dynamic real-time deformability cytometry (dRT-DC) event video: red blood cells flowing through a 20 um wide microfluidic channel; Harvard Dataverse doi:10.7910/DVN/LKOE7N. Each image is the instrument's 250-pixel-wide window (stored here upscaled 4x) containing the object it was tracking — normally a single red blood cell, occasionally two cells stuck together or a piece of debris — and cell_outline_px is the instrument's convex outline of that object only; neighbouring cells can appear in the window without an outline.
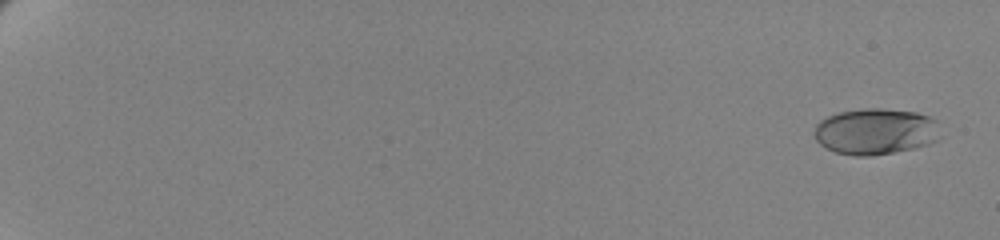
{"species": "human", "species_latin": "Homo sapiens", "temperature_condition": "cold", "stored_images_in_passage": 62, "camera_frame_rate_fps": 3000, "um_per_image_px": 0.085, "donor": {"sex": "female"}, "frame": {"image": 1, "passage_image": 2, "time_ms": 0.333, "image_size_px": [1000, 240], "cell_outline_px": [[936, 140], [928, 144], [916, 148], [872, 156], [856, 156], [836, 152], [820, 144], [816, 140], [816, 124], [820, 120], [828, 116], [840, 112], [868, 108], [880, 108], [916, 112], [928, 116], [936, 120]], "centroid_in_image_um": [74.4, 11.18], "position_along_channel_um": 10.6, "area_um2": 33.52}}
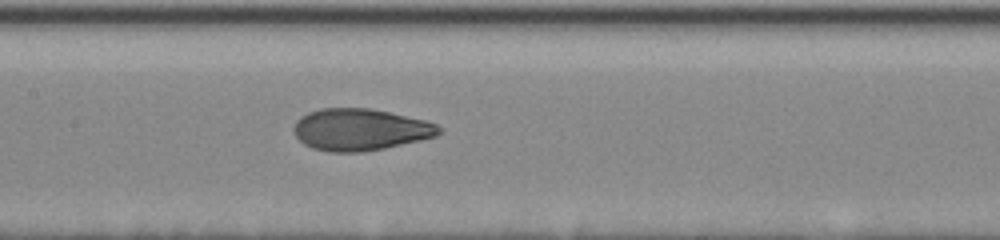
{"frame": {"image": 2, "passage_image": 35, "time_ms": 11.333, "image_size_px": [1000, 240], "cell_outline_px": [[440, 132], [436, 136], [420, 140], [384, 148], [364, 152], [328, 152], [312, 148], [304, 144], [296, 136], [292, 128], [296, 120], [300, 116], [308, 112], [320, 108], [372, 108], [424, 120], [436, 124], [440, 128]], "centroid_in_image_um": [30.57, 11.01], "position_along_channel_um": 176.8, "area_um2": 35.43}}
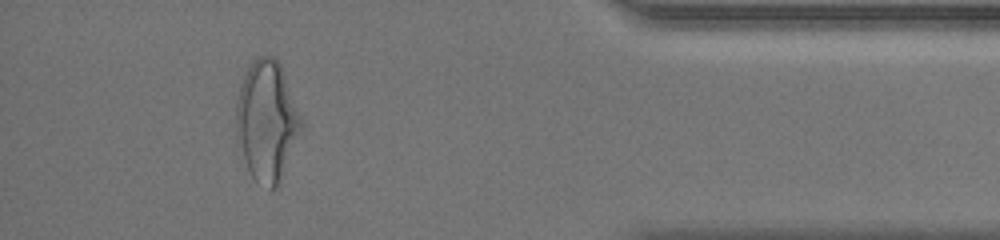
{"frame": {"image": 3, "passage_image": 58, "time_ms": 19.0, "image_size_px": [1000, 240], "cell_outline_px": [[304, 128], [280, 184], [272, 192], [256, 184], [236, 144], [236, 104], [240, 88], [244, 76], [252, 60], [256, 56], [272, 56], [280, 64], [304, 120]], "centroid_in_image_um": [22.71, 10.36], "position_along_channel_um": 412.5, "area_um2": 46.7}, "authors_computed_cell_mechanics": {"area_um2": 35.5181, "velocity_mm_per_s": 3.4514, "shape_relaxation_time_tau1_ms": 4.056, "shape_relaxation_time_tau2_ms": 0.9394, "deformation_change_tau1": 0.1692, "deformation_change_tau2": 0.0633}}